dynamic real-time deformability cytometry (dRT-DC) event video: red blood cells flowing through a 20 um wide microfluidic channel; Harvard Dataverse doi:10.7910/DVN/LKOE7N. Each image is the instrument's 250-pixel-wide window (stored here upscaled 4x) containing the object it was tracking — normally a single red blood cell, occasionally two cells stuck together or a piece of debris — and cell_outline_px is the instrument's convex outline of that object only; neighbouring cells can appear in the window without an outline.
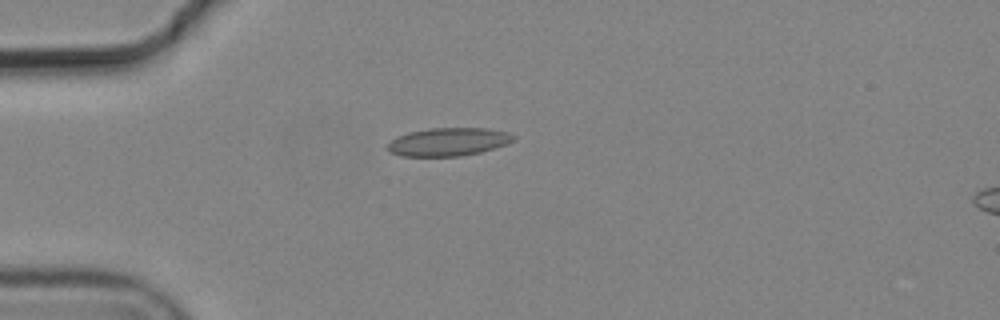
{"species": "common noctule bat (a hibernating species)", "species_latin": "Nyctalus noctula", "temperature_condition": "cold", "stored_images_in_passage": 4, "camera_frame_rate_fps": 3000, "um_per_image_px": 0.085, "animal": {"sex": "male", "body_mass_g": 19.2, "forearm_length_mm": 51.8}, "frame": {"image": 1, "passage_image": 4, "time_ms": 1.0, "image_size_px": [1000, 320], "cell_outline_px": [[516, 140], [480, 152], [460, 156], [400, 156], [392, 152], [388, 148], [388, 144], [396, 136], [408, 132], [428, 128], [488, 128], [508, 132], [516, 136]], "centroid_in_image_um": [38.11, 12.04], "position_along_channel_um": 46.9, "area_um2": 20.58}}